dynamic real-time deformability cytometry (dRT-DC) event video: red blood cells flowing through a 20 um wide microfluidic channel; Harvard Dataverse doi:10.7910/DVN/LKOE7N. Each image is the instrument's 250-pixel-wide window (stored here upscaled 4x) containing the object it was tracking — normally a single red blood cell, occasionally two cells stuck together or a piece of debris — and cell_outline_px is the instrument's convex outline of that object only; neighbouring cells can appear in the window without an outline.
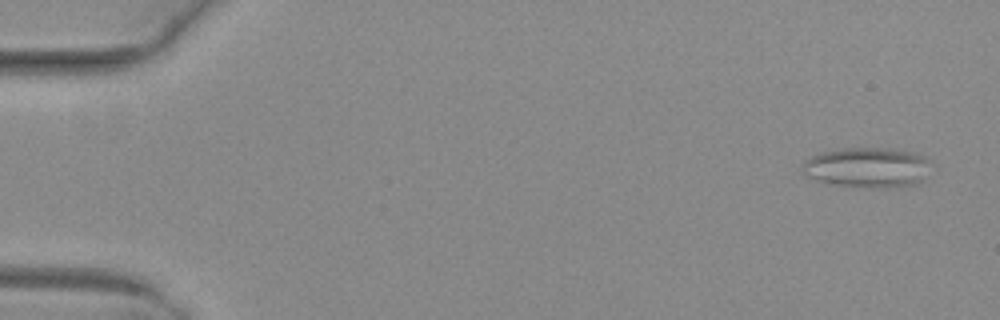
{"species": "common noctule bat (a hibernating species)", "species_latin": "Nyctalus noctula", "temperature_condition": "warm", "stored_images_in_passage": 25, "camera_frame_rate_fps": 3000, "um_per_image_px": 0.085, "animal": {"sex": "female", "body_mass_g": 29.2, "forearm_length_mm": 56.3}, "frame": {"image": 1, "passage_image": 3, "time_ms": 0.667, "image_size_px": [1000, 320], "cell_outline_px": [[932, 160], [924, 180], [916, 184], [892, 188], [868, 188], [836, 184], [816, 180], [804, 176], [804, 160], [820, 152], [840, 148], [896, 148], [912, 152], [924, 156]], "centroid_in_image_um": [73.77, 14.23], "position_along_channel_um": 11.2, "area_um2": 30.52}}